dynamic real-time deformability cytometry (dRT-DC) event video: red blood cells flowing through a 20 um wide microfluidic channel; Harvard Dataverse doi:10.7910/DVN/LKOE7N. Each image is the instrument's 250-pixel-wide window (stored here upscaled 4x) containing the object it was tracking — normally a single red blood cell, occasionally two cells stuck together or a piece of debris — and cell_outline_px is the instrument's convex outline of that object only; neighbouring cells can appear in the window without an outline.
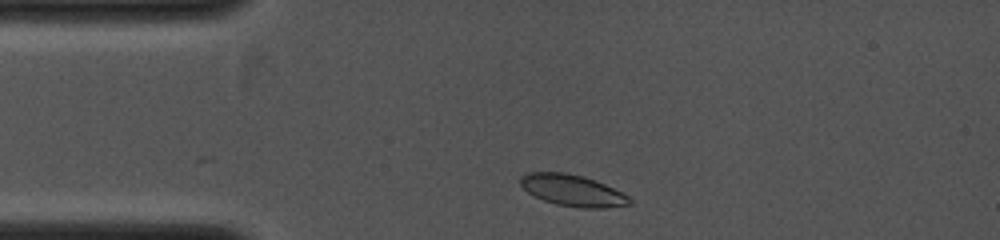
{"species": "common noctule bat (a hibernating species)", "species_latin": "Nyctalus noctula", "temperature_condition": "cold", "stored_images_in_passage": 3, "camera_frame_rate_fps": 4000, "um_per_image_px": 0.085, "animal": {"sex": "female", "body_mass_g": 19.0, "forearm_length_mm": 53.3}, "frame": {"image": 1, "passage_image": 1, "time_ms": 0.0, "image_size_px": [1000, 240], "cell_outline_px": [[632, 204], [604, 208], [580, 208], [556, 204], [544, 200], [528, 192], [520, 184], [520, 176], [528, 172], [564, 172], [584, 176], [604, 184], [628, 196], [632, 200]], "centroid_in_image_um": [48.66, 16.18], "position_along_channel_um": 36.3, "area_um2": 19.88}}
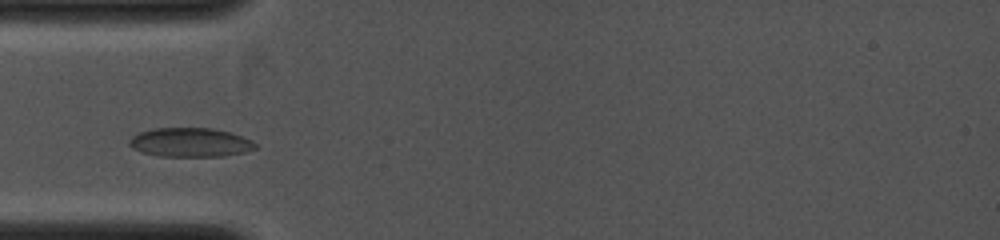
{"frame": {"image": 2, "passage_image": 2, "time_ms": 1.25, "image_size_px": [1000, 240], "cell_outline_px": [[256, 148], [244, 152], [224, 156], [160, 156], [140, 152], [132, 148], [128, 144], [128, 140], [132, 136], [140, 132], [152, 128], [212, 128], [228, 132], [252, 140], [256, 144]], "centroid_in_image_um": [16.13, 12.1], "position_along_channel_um": 68.9, "area_um2": 21.33}}
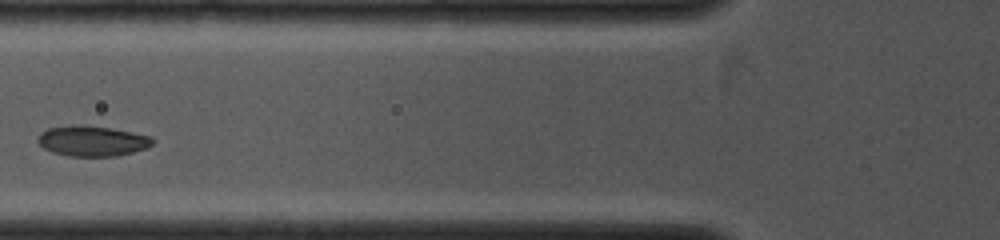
{"frame": {"image": 3, "passage_image": 3, "time_ms": 2.25, "image_size_px": [1000, 240], "cell_outline_px": [[156, 140], [148, 148], [116, 156], [68, 156], [52, 152], [44, 148], [36, 140], [40, 132], [48, 128], [72, 124], [84, 124], [112, 128], [152, 136]], "centroid_in_image_um": [7.84, 11.96], "position_along_channel_um": 118.0, "area_um2": 20.69}}